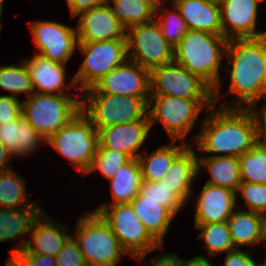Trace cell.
I'll return each instance as SVG.
<instances>
[{
    "label": "cell",
    "instance_id": "obj_20",
    "mask_svg": "<svg viewBox=\"0 0 266 266\" xmlns=\"http://www.w3.org/2000/svg\"><path fill=\"white\" fill-rule=\"evenodd\" d=\"M171 3L179 10L189 30L223 35L219 1L172 0Z\"/></svg>",
    "mask_w": 266,
    "mask_h": 266
},
{
    "label": "cell",
    "instance_id": "obj_33",
    "mask_svg": "<svg viewBox=\"0 0 266 266\" xmlns=\"http://www.w3.org/2000/svg\"><path fill=\"white\" fill-rule=\"evenodd\" d=\"M238 159L241 182L266 184V146L258 141Z\"/></svg>",
    "mask_w": 266,
    "mask_h": 266
},
{
    "label": "cell",
    "instance_id": "obj_47",
    "mask_svg": "<svg viewBox=\"0 0 266 266\" xmlns=\"http://www.w3.org/2000/svg\"><path fill=\"white\" fill-rule=\"evenodd\" d=\"M13 156L7 151V149L0 142V173L13 169L8 164Z\"/></svg>",
    "mask_w": 266,
    "mask_h": 266
},
{
    "label": "cell",
    "instance_id": "obj_19",
    "mask_svg": "<svg viewBox=\"0 0 266 266\" xmlns=\"http://www.w3.org/2000/svg\"><path fill=\"white\" fill-rule=\"evenodd\" d=\"M236 192L205 183L197 199L195 223H218L229 219L236 208Z\"/></svg>",
    "mask_w": 266,
    "mask_h": 266
},
{
    "label": "cell",
    "instance_id": "obj_38",
    "mask_svg": "<svg viewBox=\"0 0 266 266\" xmlns=\"http://www.w3.org/2000/svg\"><path fill=\"white\" fill-rule=\"evenodd\" d=\"M237 193L244 198L248 211L259 214L266 211V184L241 182Z\"/></svg>",
    "mask_w": 266,
    "mask_h": 266
},
{
    "label": "cell",
    "instance_id": "obj_14",
    "mask_svg": "<svg viewBox=\"0 0 266 266\" xmlns=\"http://www.w3.org/2000/svg\"><path fill=\"white\" fill-rule=\"evenodd\" d=\"M30 29L35 45L40 50L36 54L51 61L66 65L78 46L76 28L57 22L37 21Z\"/></svg>",
    "mask_w": 266,
    "mask_h": 266
},
{
    "label": "cell",
    "instance_id": "obj_25",
    "mask_svg": "<svg viewBox=\"0 0 266 266\" xmlns=\"http://www.w3.org/2000/svg\"><path fill=\"white\" fill-rule=\"evenodd\" d=\"M113 203L101 204L94 212L99 213L105 206L114 204H129L139 194L143 181L142 172L137 159H131L117 169L109 179Z\"/></svg>",
    "mask_w": 266,
    "mask_h": 266
},
{
    "label": "cell",
    "instance_id": "obj_50",
    "mask_svg": "<svg viewBox=\"0 0 266 266\" xmlns=\"http://www.w3.org/2000/svg\"><path fill=\"white\" fill-rule=\"evenodd\" d=\"M3 3H4V0H0V26H2L1 24V17H2V12H3Z\"/></svg>",
    "mask_w": 266,
    "mask_h": 266
},
{
    "label": "cell",
    "instance_id": "obj_49",
    "mask_svg": "<svg viewBox=\"0 0 266 266\" xmlns=\"http://www.w3.org/2000/svg\"><path fill=\"white\" fill-rule=\"evenodd\" d=\"M262 99H266V77H265L263 88H262L261 95H260V100ZM261 109H266V104Z\"/></svg>",
    "mask_w": 266,
    "mask_h": 266
},
{
    "label": "cell",
    "instance_id": "obj_44",
    "mask_svg": "<svg viewBox=\"0 0 266 266\" xmlns=\"http://www.w3.org/2000/svg\"><path fill=\"white\" fill-rule=\"evenodd\" d=\"M150 262L147 266H182V259L175 253L157 255L155 259L151 258Z\"/></svg>",
    "mask_w": 266,
    "mask_h": 266
},
{
    "label": "cell",
    "instance_id": "obj_27",
    "mask_svg": "<svg viewBox=\"0 0 266 266\" xmlns=\"http://www.w3.org/2000/svg\"><path fill=\"white\" fill-rule=\"evenodd\" d=\"M202 166L208 170L211 176L207 180V184L237 192L241 184L240 162L237 157H198V172L201 171Z\"/></svg>",
    "mask_w": 266,
    "mask_h": 266
},
{
    "label": "cell",
    "instance_id": "obj_6",
    "mask_svg": "<svg viewBox=\"0 0 266 266\" xmlns=\"http://www.w3.org/2000/svg\"><path fill=\"white\" fill-rule=\"evenodd\" d=\"M39 94L33 92L22 102V116L29 124L47 139L65 126L81 111V96Z\"/></svg>",
    "mask_w": 266,
    "mask_h": 266
},
{
    "label": "cell",
    "instance_id": "obj_10",
    "mask_svg": "<svg viewBox=\"0 0 266 266\" xmlns=\"http://www.w3.org/2000/svg\"><path fill=\"white\" fill-rule=\"evenodd\" d=\"M78 48L84 56L83 62L66 88L79 83L81 92L128 59L126 39L78 43Z\"/></svg>",
    "mask_w": 266,
    "mask_h": 266
},
{
    "label": "cell",
    "instance_id": "obj_42",
    "mask_svg": "<svg viewBox=\"0 0 266 266\" xmlns=\"http://www.w3.org/2000/svg\"><path fill=\"white\" fill-rule=\"evenodd\" d=\"M66 2L72 18H75L84 11L104 5L107 0H66Z\"/></svg>",
    "mask_w": 266,
    "mask_h": 266
},
{
    "label": "cell",
    "instance_id": "obj_28",
    "mask_svg": "<svg viewBox=\"0 0 266 266\" xmlns=\"http://www.w3.org/2000/svg\"><path fill=\"white\" fill-rule=\"evenodd\" d=\"M42 207L0 208V242L16 240L31 232L33 223L43 212Z\"/></svg>",
    "mask_w": 266,
    "mask_h": 266
},
{
    "label": "cell",
    "instance_id": "obj_12",
    "mask_svg": "<svg viewBox=\"0 0 266 266\" xmlns=\"http://www.w3.org/2000/svg\"><path fill=\"white\" fill-rule=\"evenodd\" d=\"M150 96L214 99L213 89L175 61L150 71Z\"/></svg>",
    "mask_w": 266,
    "mask_h": 266
},
{
    "label": "cell",
    "instance_id": "obj_5",
    "mask_svg": "<svg viewBox=\"0 0 266 266\" xmlns=\"http://www.w3.org/2000/svg\"><path fill=\"white\" fill-rule=\"evenodd\" d=\"M74 231L88 266H116L120 257L127 255L99 213L79 216Z\"/></svg>",
    "mask_w": 266,
    "mask_h": 266
},
{
    "label": "cell",
    "instance_id": "obj_9",
    "mask_svg": "<svg viewBox=\"0 0 266 266\" xmlns=\"http://www.w3.org/2000/svg\"><path fill=\"white\" fill-rule=\"evenodd\" d=\"M99 214L108 223L129 257L142 262L146 254L156 248H163L146 230L130 203L105 206Z\"/></svg>",
    "mask_w": 266,
    "mask_h": 266
},
{
    "label": "cell",
    "instance_id": "obj_32",
    "mask_svg": "<svg viewBox=\"0 0 266 266\" xmlns=\"http://www.w3.org/2000/svg\"><path fill=\"white\" fill-rule=\"evenodd\" d=\"M197 229L202 230L196 239L204 240V249L209 257L221 252L235 250L227 221L218 223H195Z\"/></svg>",
    "mask_w": 266,
    "mask_h": 266
},
{
    "label": "cell",
    "instance_id": "obj_1",
    "mask_svg": "<svg viewBox=\"0 0 266 266\" xmlns=\"http://www.w3.org/2000/svg\"><path fill=\"white\" fill-rule=\"evenodd\" d=\"M201 122V132L195 136L196 147L213 155L240 157L258 142V121L252 108H216ZM222 153V154H221ZM221 154V155H220Z\"/></svg>",
    "mask_w": 266,
    "mask_h": 266
},
{
    "label": "cell",
    "instance_id": "obj_13",
    "mask_svg": "<svg viewBox=\"0 0 266 266\" xmlns=\"http://www.w3.org/2000/svg\"><path fill=\"white\" fill-rule=\"evenodd\" d=\"M84 92L150 98V71L127 59Z\"/></svg>",
    "mask_w": 266,
    "mask_h": 266
},
{
    "label": "cell",
    "instance_id": "obj_18",
    "mask_svg": "<svg viewBox=\"0 0 266 266\" xmlns=\"http://www.w3.org/2000/svg\"><path fill=\"white\" fill-rule=\"evenodd\" d=\"M67 228L68 227H64L62 224L56 223L53 219H50V216H47L43 211L33 223L30 232L31 240H22L24 244L21 243L19 246L17 245V247L13 248L12 252L25 249L29 253L56 257L67 239L71 236L67 234L69 231Z\"/></svg>",
    "mask_w": 266,
    "mask_h": 266
},
{
    "label": "cell",
    "instance_id": "obj_2",
    "mask_svg": "<svg viewBox=\"0 0 266 266\" xmlns=\"http://www.w3.org/2000/svg\"><path fill=\"white\" fill-rule=\"evenodd\" d=\"M227 56L231 62L230 87L226 94L239 98L223 108L256 109L266 77V36L259 38L231 39L228 42Z\"/></svg>",
    "mask_w": 266,
    "mask_h": 266
},
{
    "label": "cell",
    "instance_id": "obj_34",
    "mask_svg": "<svg viewBox=\"0 0 266 266\" xmlns=\"http://www.w3.org/2000/svg\"><path fill=\"white\" fill-rule=\"evenodd\" d=\"M139 193L144 197V200L158 202L159 205L168 208L174 215L186 205L173 193V189L167 182V177L158 182L143 180Z\"/></svg>",
    "mask_w": 266,
    "mask_h": 266
},
{
    "label": "cell",
    "instance_id": "obj_7",
    "mask_svg": "<svg viewBox=\"0 0 266 266\" xmlns=\"http://www.w3.org/2000/svg\"><path fill=\"white\" fill-rule=\"evenodd\" d=\"M45 143L86 174L97 150L98 131L80 111L65 126L51 134Z\"/></svg>",
    "mask_w": 266,
    "mask_h": 266
},
{
    "label": "cell",
    "instance_id": "obj_4",
    "mask_svg": "<svg viewBox=\"0 0 266 266\" xmlns=\"http://www.w3.org/2000/svg\"><path fill=\"white\" fill-rule=\"evenodd\" d=\"M80 96H84L81 99V111L97 131L117 124L149 120V98L103 93H85Z\"/></svg>",
    "mask_w": 266,
    "mask_h": 266
},
{
    "label": "cell",
    "instance_id": "obj_22",
    "mask_svg": "<svg viewBox=\"0 0 266 266\" xmlns=\"http://www.w3.org/2000/svg\"><path fill=\"white\" fill-rule=\"evenodd\" d=\"M42 140L46 142L22 114L16 121L0 124V142L12 156L34 154L43 143Z\"/></svg>",
    "mask_w": 266,
    "mask_h": 266
},
{
    "label": "cell",
    "instance_id": "obj_40",
    "mask_svg": "<svg viewBox=\"0 0 266 266\" xmlns=\"http://www.w3.org/2000/svg\"><path fill=\"white\" fill-rule=\"evenodd\" d=\"M12 95H0V124L16 121L21 116L22 102Z\"/></svg>",
    "mask_w": 266,
    "mask_h": 266
},
{
    "label": "cell",
    "instance_id": "obj_35",
    "mask_svg": "<svg viewBox=\"0 0 266 266\" xmlns=\"http://www.w3.org/2000/svg\"><path fill=\"white\" fill-rule=\"evenodd\" d=\"M0 87L11 92L12 96L20 93H28L27 96L34 92L31 78L26 69V65L22 62L18 66H1L0 67Z\"/></svg>",
    "mask_w": 266,
    "mask_h": 266
},
{
    "label": "cell",
    "instance_id": "obj_43",
    "mask_svg": "<svg viewBox=\"0 0 266 266\" xmlns=\"http://www.w3.org/2000/svg\"><path fill=\"white\" fill-rule=\"evenodd\" d=\"M21 252L28 258L30 266H56V257L29 253L25 249L21 250Z\"/></svg>",
    "mask_w": 266,
    "mask_h": 266
},
{
    "label": "cell",
    "instance_id": "obj_8",
    "mask_svg": "<svg viewBox=\"0 0 266 266\" xmlns=\"http://www.w3.org/2000/svg\"><path fill=\"white\" fill-rule=\"evenodd\" d=\"M213 105L214 99L150 96L148 102L150 127L160 121L171 140L183 142L202 109L207 107L210 110Z\"/></svg>",
    "mask_w": 266,
    "mask_h": 266
},
{
    "label": "cell",
    "instance_id": "obj_37",
    "mask_svg": "<svg viewBox=\"0 0 266 266\" xmlns=\"http://www.w3.org/2000/svg\"><path fill=\"white\" fill-rule=\"evenodd\" d=\"M130 160L131 158L125 153L97 146L96 153L86 174L100 170L102 175L109 180L114 176L119 167Z\"/></svg>",
    "mask_w": 266,
    "mask_h": 266
},
{
    "label": "cell",
    "instance_id": "obj_41",
    "mask_svg": "<svg viewBox=\"0 0 266 266\" xmlns=\"http://www.w3.org/2000/svg\"><path fill=\"white\" fill-rule=\"evenodd\" d=\"M251 252L242 251L241 249L228 251L224 266H256V262L250 256Z\"/></svg>",
    "mask_w": 266,
    "mask_h": 266
},
{
    "label": "cell",
    "instance_id": "obj_23",
    "mask_svg": "<svg viewBox=\"0 0 266 266\" xmlns=\"http://www.w3.org/2000/svg\"><path fill=\"white\" fill-rule=\"evenodd\" d=\"M198 157L188 145L172 162L166 174L173 193L185 204L192 194V182L198 178Z\"/></svg>",
    "mask_w": 266,
    "mask_h": 266
},
{
    "label": "cell",
    "instance_id": "obj_45",
    "mask_svg": "<svg viewBox=\"0 0 266 266\" xmlns=\"http://www.w3.org/2000/svg\"><path fill=\"white\" fill-rule=\"evenodd\" d=\"M254 112L258 121V141L266 146V109L259 111L254 109Z\"/></svg>",
    "mask_w": 266,
    "mask_h": 266
},
{
    "label": "cell",
    "instance_id": "obj_16",
    "mask_svg": "<svg viewBox=\"0 0 266 266\" xmlns=\"http://www.w3.org/2000/svg\"><path fill=\"white\" fill-rule=\"evenodd\" d=\"M78 43L126 39V28L113 13L110 3L79 14Z\"/></svg>",
    "mask_w": 266,
    "mask_h": 266
},
{
    "label": "cell",
    "instance_id": "obj_26",
    "mask_svg": "<svg viewBox=\"0 0 266 266\" xmlns=\"http://www.w3.org/2000/svg\"><path fill=\"white\" fill-rule=\"evenodd\" d=\"M235 249L244 245H254L266 241L262 214L244 211H233L227 220Z\"/></svg>",
    "mask_w": 266,
    "mask_h": 266
},
{
    "label": "cell",
    "instance_id": "obj_48",
    "mask_svg": "<svg viewBox=\"0 0 266 266\" xmlns=\"http://www.w3.org/2000/svg\"><path fill=\"white\" fill-rule=\"evenodd\" d=\"M209 257L207 258L206 256H195L193 259L190 260H182V266H213L209 262Z\"/></svg>",
    "mask_w": 266,
    "mask_h": 266
},
{
    "label": "cell",
    "instance_id": "obj_17",
    "mask_svg": "<svg viewBox=\"0 0 266 266\" xmlns=\"http://www.w3.org/2000/svg\"><path fill=\"white\" fill-rule=\"evenodd\" d=\"M150 120L133 121L105 127L98 131V146L120 151L131 159H137L139 148L147 139Z\"/></svg>",
    "mask_w": 266,
    "mask_h": 266
},
{
    "label": "cell",
    "instance_id": "obj_30",
    "mask_svg": "<svg viewBox=\"0 0 266 266\" xmlns=\"http://www.w3.org/2000/svg\"><path fill=\"white\" fill-rule=\"evenodd\" d=\"M113 2V13L127 29L130 26L143 24L156 17V4L152 0H107Z\"/></svg>",
    "mask_w": 266,
    "mask_h": 266
},
{
    "label": "cell",
    "instance_id": "obj_31",
    "mask_svg": "<svg viewBox=\"0 0 266 266\" xmlns=\"http://www.w3.org/2000/svg\"><path fill=\"white\" fill-rule=\"evenodd\" d=\"M25 183L26 181L12 169L0 173V208H24L38 205L39 202L28 203Z\"/></svg>",
    "mask_w": 266,
    "mask_h": 266
},
{
    "label": "cell",
    "instance_id": "obj_21",
    "mask_svg": "<svg viewBox=\"0 0 266 266\" xmlns=\"http://www.w3.org/2000/svg\"><path fill=\"white\" fill-rule=\"evenodd\" d=\"M31 78L34 92L39 94L67 95L65 93V64L51 61L35 54L30 59H23Z\"/></svg>",
    "mask_w": 266,
    "mask_h": 266
},
{
    "label": "cell",
    "instance_id": "obj_3",
    "mask_svg": "<svg viewBox=\"0 0 266 266\" xmlns=\"http://www.w3.org/2000/svg\"><path fill=\"white\" fill-rule=\"evenodd\" d=\"M229 40L223 35L189 30L174 48V61L198 75L213 89L214 105L221 100L220 65Z\"/></svg>",
    "mask_w": 266,
    "mask_h": 266
},
{
    "label": "cell",
    "instance_id": "obj_39",
    "mask_svg": "<svg viewBox=\"0 0 266 266\" xmlns=\"http://www.w3.org/2000/svg\"><path fill=\"white\" fill-rule=\"evenodd\" d=\"M56 266H88L75 237L70 236L56 256Z\"/></svg>",
    "mask_w": 266,
    "mask_h": 266
},
{
    "label": "cell",
    "instance_id": "obj_11",
    "mask_svg": "<svg viewBox=\"0 0 266 266\" xmlns=\"http://www.w3.org/2000/svg\"><path fill=\"white\" fill-rule=\"evenodd\" d=\"M126 31L128 59L149 71L174 61V48L165 39L156 19L130 26Z\"/></svg>",
    "mask_w": 266,
    "mask_h": 266
},
{
    "label": "cell",
    "instance_id": "obj_36",
    "mask_svg": "<svg viewBox=\"0 0 266 266\" xmlns=\"http://www.w3.org/2000/svg\"><path fill=\"white\" fill-rule=\"evenodd\" d=\"M172 6L173 11L165 12V8L162 7L161 4H156L155 14H159V11L162 12L156 21L161 27L162 33L167 42L175 48L189 29L186 21L181 17L179 10L174 4H172Z\"/></svg>",
    "mask_w": 266,
    "mask_h": 266
},
{
    "label": "cell",
    "instance_id": "obj_52",
    "mask_svg": "<svg viewBox=\"0 0 266 266\" xmlns=\"http://www.w3.org/2000/svg\"><path fill=\"white\" fill-rule=\"evenodd\" d=\"M155 4H164L162 0H152ZM167 1V0H166Z\"/></svg>",
    "mask_w": 266,
    "mask_h": 266
},
{
    "label": "cell",
    "instance_id": "obj_15",
    "mask_svg": "<svg viewBox=\"0 0 266 266\" xmlns=\"http://www.w3.org/2000/svg\"><path fill=\"white\" fill-rule=\"evenodd\" d=\"M265 0H219L223 36L228 39L259 38L266 31H256L258 3Z\"/></svg>",
    "mask_w": 266,
    "mask_h": 266
},
{
    "label": "cell",
    "instance_id": "obj_51",
    "mask_svg": "<svg viewBox=\"0 0 266 266\" xmlns=\"http://www.w3.org/2000/svg\"><path fill=\"white\" fill-rule=\"evenodd\" d=\"M262 219H263V225H264V230H265V235H266V211L262 214Z\"/></svg>",
    "mask_w": 266,
    "mask_h": 266
},
{
    "label": "cell",
    "instance_id": "obj_53",
    "mask_svg": "<svg viewBox=\"0 0 266 266\" xmlns=\"http://www.w3.org/2000/svg\"><path fill=\"white\" fill-rule=\"evenodd\" d=\"M266 256V255H265ZM265 262L262 264V263H260V264H258V263H256V266H266V258H265V260H264Z\"/></svg>",
    "mask_w": 266,
    "mask_h": 266
},
{
    "label": "cell",
    "instance_id": "obj_29",
    "mask_svg": "<svg viewBox=\"0 0 266 266\" xmlns=\"http://www.w3.org/2000/svg\"><path fill=\"white\" fill-rule=\"evenodd\" d=\"M170 145H163L153 151L150 155L145 153L140 154L137 158L143 180L149 182H158L166 177V174L171 166L173 160L190 144L183 143L181 145H174L180 140H170Z\"/></svg>",
    "mask_w": 266,
    "mask_h": 266
},
{
    "label": "cell",
    "instance_id": "obj_46",
    "mask_svg": "<svg viewBox=\"0 0 266 266\" xmlns=\"http://www.w3.org/2000/svg\"><path fill=\"white\" fill-rule=\"evenodd\" d=\"M6 260V266H30L28 258L21 252H12Z\"/></svg>",
    "mask_w": 266,
    "mask_h": 266
},
{
    "label": "cell",
    "instance_id": "obj_24",
    "mask_svg": "<svg viewBox=\"0 0 266 266\" xmlns=\"http://www.w3.org/2000/svg\"><path fill=\"white\" fill-rule=\"evenodd\" d=\"M130 204L149 234L163 246L164 236L175 215L168 208L159 205L158 202L144 200L140 193Z\"/></svg>",
    "mask_w": 266,
    "mask_h": 266
}]
</instances>
